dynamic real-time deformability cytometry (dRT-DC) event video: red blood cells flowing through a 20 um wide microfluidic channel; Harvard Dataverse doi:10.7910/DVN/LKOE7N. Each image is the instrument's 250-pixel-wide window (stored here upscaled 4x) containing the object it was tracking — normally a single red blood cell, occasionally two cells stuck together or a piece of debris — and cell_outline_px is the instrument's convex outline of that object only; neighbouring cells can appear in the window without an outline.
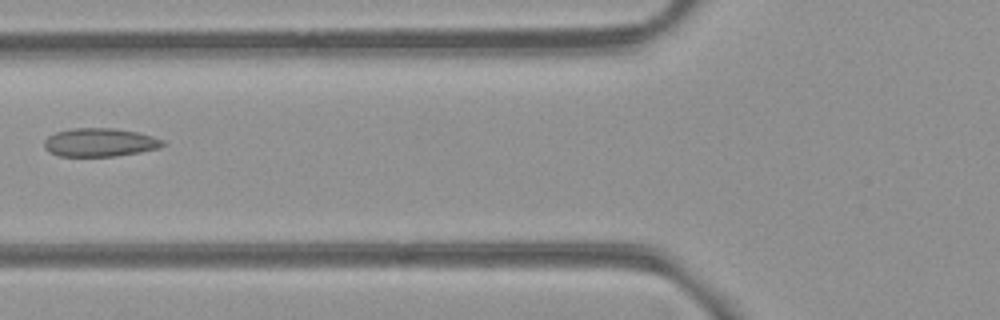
{"species": "common noctule bat (a hibernating species)", "species_latin": "Nyctalus noctula", "temperature_condition": "room temperature", "stored_images_in_passage": 4, "camera_frame_rate_fps": 3000, "um_per_image_px": 0.085, "animal": {"sex": "female", "body_mass_g": 21.9}, "frame": {"image": 1, "passage_image": 3, "time_ms": 2.333, "image_size_px": [1000, 320], "cell_outline_px": [[164, 144], [160, 148], [140, 152], [116, 156], [60, 156], [44, 148], [44, 140], [48, 136], [56, 132], [72, 128], [116, 128], [140, 132], [164, 140]], "centroid_in_image_um": [8.51, 12.09], "position_along_channel_um": 117.3, "area_um2": 19.71}}
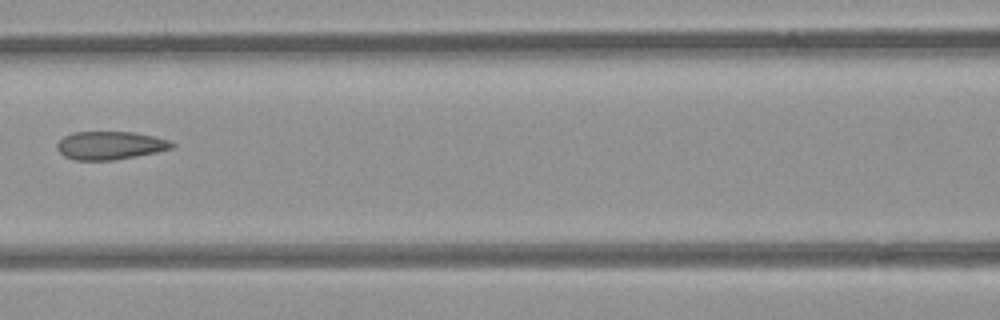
{"frame": {"image": 2, "passage_image": 4, "time_ms": 3.333, "image_size_px": [1000, 320], "cell_outline_px": [[176, 144], [172, 148], [156, 152], [136, 156], [112, 160], [76, 160], [64, 156], [56, 148], [56, 144], [64, 136], [72, 132], [132, 132], [152, 136], [168, 140]], "centroid_in_image_um": [9.33, 12.36], "position_along_channel_um": 157.3, "area_um2": 18.73}}